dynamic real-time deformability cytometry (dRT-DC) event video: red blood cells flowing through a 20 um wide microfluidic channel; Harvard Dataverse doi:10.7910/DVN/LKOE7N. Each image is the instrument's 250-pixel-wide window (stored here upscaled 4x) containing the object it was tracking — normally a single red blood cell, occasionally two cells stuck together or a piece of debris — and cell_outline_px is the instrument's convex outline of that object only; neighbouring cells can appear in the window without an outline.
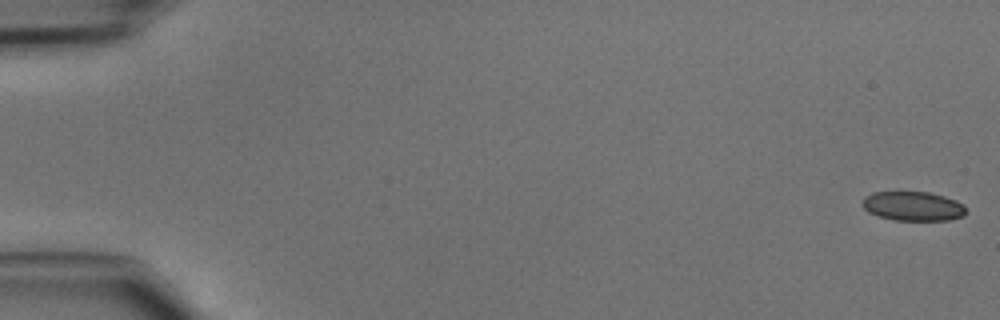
{"species": "common noctule bat (a hibernating species)", "species_latin": "Nyctalus noctula", "temperature_condition": "cold", "stored_images_in_passage": 48, "camera_frame_rate_fps": 3000, "um_per_image_px": 0.085, "animal": {"sex": "male", "body_mass_g": 15.6}, "frame": {"image": 1, "passage_image": 1, "time_ms": 0.0, "image_size_px": [1000, 320], "cell_outline_px": [[968, 212], [964, 216], [948, 220], [896, 220], [880, 216], [868, 212], [864, 208], [860, 200], [864, 196], [872, 192], [928, 192], [944, 196], [956, 200], [964, 204]], "centroid_in_image_um": [77.62, 17.52], "position_along_channel_um": 7.4, "area_um2": 17.86}}
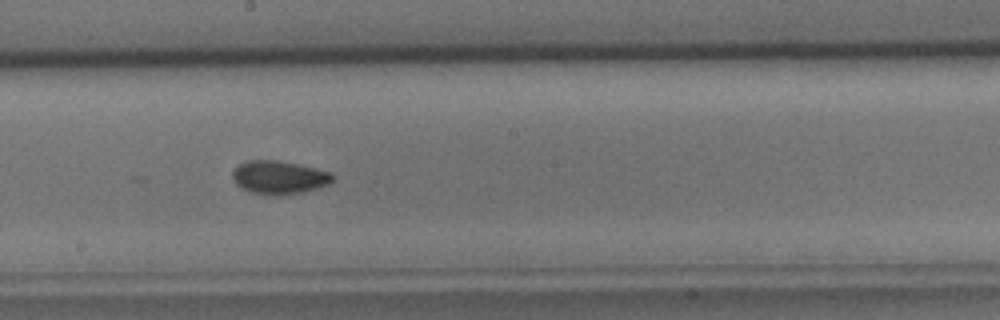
{"frame": {"image": 2, "passage_image": 27, "time_ms": 8.667, "image_size_px": [1000, 320], "cell_outline_px": [[336, 176], [328, 184], [316, 188], [300, 192], [280, 196], [276, 196], [252, 192], [240, 188], [232, 180], [232, 172], [240, 164], [248, 160], [276, 160], [316, 168], [332, 172]], "centroid_in_image_um": [23.71, 15.08], "position_along_channel_um": 224.5, "area_um2": 19.42}}
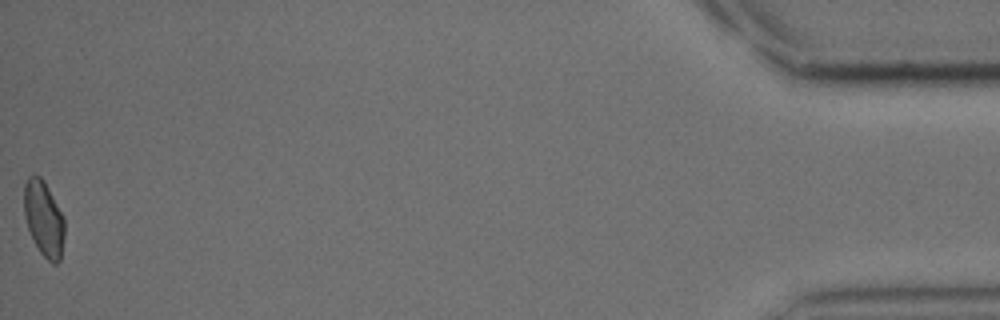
{"frame": {"image": 3, "passage_image": 48, "time_ms": 15.667, "image_size_px": [1000, 320], "cell_outline_px": [[64, 236], [60, 260], [56, 264], [52, 264], [40, 252], [28, 228], [24, 216], [24, 184], [28, 176], [32, 172], [40, 176], [44, 180], [64, 216]], "centroid_in_image_um": [3.72, 18.53], "position_along_channel_um": 431.5, "area_um2": 17.92}}